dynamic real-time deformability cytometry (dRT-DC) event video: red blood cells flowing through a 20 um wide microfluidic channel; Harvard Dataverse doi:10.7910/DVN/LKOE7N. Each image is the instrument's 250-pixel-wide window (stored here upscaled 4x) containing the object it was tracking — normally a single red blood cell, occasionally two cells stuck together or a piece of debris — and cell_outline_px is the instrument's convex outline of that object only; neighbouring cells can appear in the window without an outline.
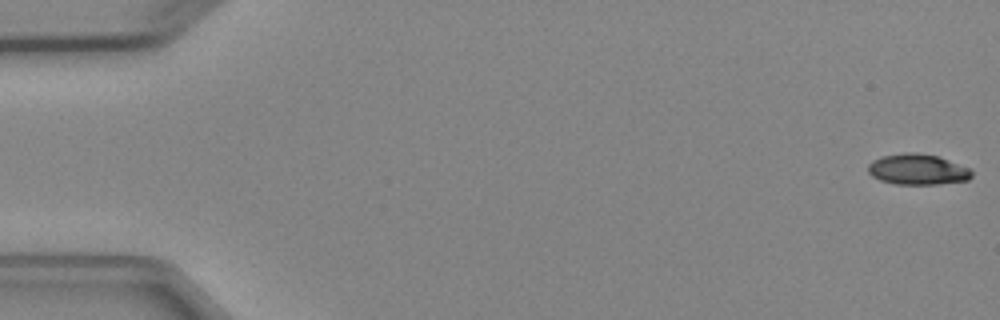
{"species": "Egyptian fruit bat (a non-hibernating species)", "species_latin": "Rousettus aegyptiacus", "temperature_condition": "cold", "stored_images_in_passage": 5, "camera_frame_rate_fps": 3000, "um_per_image_px": 0.085, "animal": {"sex": "female"}, "frame": {"image": 1, "passage_image": 1, "time_ms": 0.0, "image_size_px": [1000, 320], "cell_outline_px": [[972, 176], [968, 180], [936, 184], [896, 184], [880, 180], [872, 176], [868, 172], [868, 164], [872, 160], [880, 156], [904, 152], [916, 152], [936, 156], [968, 168], [972, 172]], "centroid_in_image_um": [77.94, 14.39], "position_along_channel_um": 7.1, "area_um2": 18.44}}
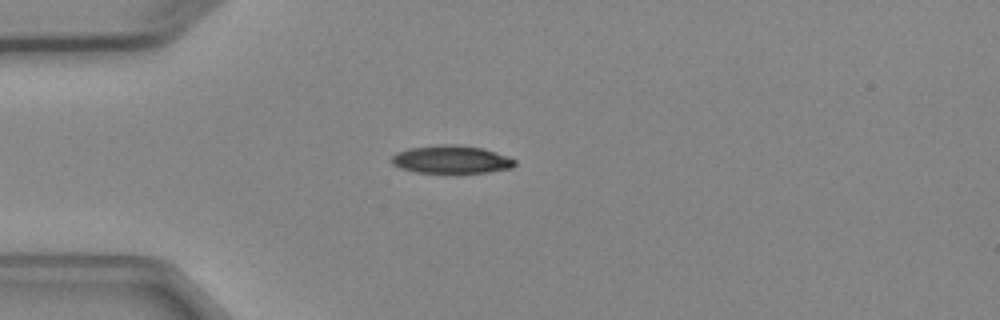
{"frame": {"image": 2, "passage_image": 5, "time_ms": 4.333, "image_size_px": [1000, 320], "cell_outline_px": [[516, 164], [512, 168], [488, 172], [416, 172], [400, 168], [392, 164], [392, 156], [396, 152], [408, 148], [444, 144], [456, 144], [484, 148], [508, 156], [516, 160]], "centroid_in_image_um": [38.38, 13.54], "position_along_channel_um": 46.6, "area_um2": 20.06}}